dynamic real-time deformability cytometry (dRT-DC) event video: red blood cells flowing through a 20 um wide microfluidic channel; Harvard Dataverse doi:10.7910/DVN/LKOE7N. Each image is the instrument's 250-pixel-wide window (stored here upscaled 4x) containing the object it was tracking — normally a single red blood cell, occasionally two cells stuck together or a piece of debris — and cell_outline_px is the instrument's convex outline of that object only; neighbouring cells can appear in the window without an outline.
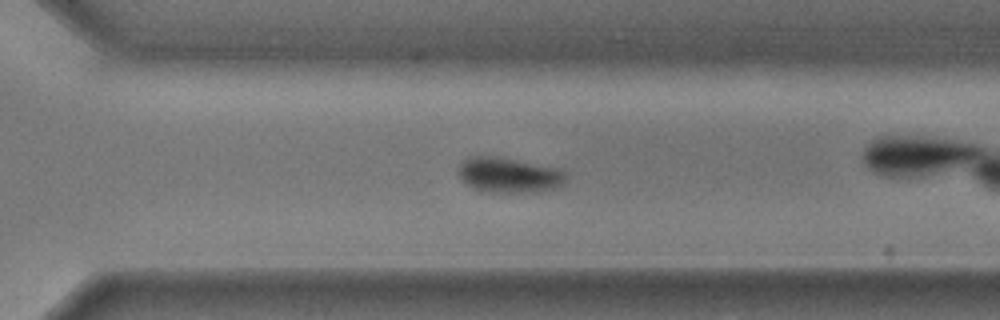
{"species": "common noctule bat (a hibernating species)", "species_latin": "Nyctalus noctula", "temperature_condition": "cold", "stored_images_in_passage": 44, "camera_frame_rate_fps": 3000, "um_per_image_px": 0.085, "animal": {"sex": "male", "body_mass_g": 17.9, "forearm_length_mm": 54.2}, "frame": {"image": 1, "passage_image": 26, "time_ms": 8.333, "image_size_px": [1000, 320], "cell_outline_px": [[568, 176], [564, 184], [556, 188], [536, 192], [488, 192], [472, 188], [464, 184], [456, 172], [460, 164], [464, 160], [472, 156], [492, 156], [516, 160], [556, 168], [568, 172]], "centroid_in_image_um": [43.25, 14.9], "position_along_channel_um": 327.3, "area_um2": 22.25}, "authors_computed_cell_mechanics": {"area_um2": 23.5824, "velocity_mm_per_s": 3.5513, "shape_relaxation_time_tau1_ms": 1.0601, "shape_relaxation_time_tau2_ms": null, "deformation_change_tau1": 0.059, "deformation_change_tau2": null}}